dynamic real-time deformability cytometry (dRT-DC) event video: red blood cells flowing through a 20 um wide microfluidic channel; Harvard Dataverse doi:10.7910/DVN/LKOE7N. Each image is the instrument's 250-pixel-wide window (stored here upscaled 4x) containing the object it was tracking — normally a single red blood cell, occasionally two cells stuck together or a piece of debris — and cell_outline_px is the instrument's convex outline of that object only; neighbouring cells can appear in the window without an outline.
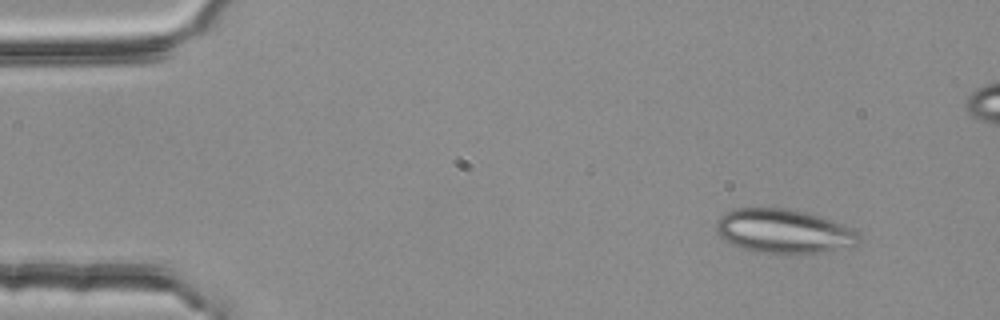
{"species": "common noctule bat (a hibernating species)", "species_latin": "Nyctalus noctula", "temperature_condition": "room temperature", "stored_images_in_passage": 4, "camera_frame_rate_fps": 3000, "um_per_image_px": 0.085, "animal": {"sex": "female", "body_mass_g": 25.1}, "frame": {"image": 1, "passage_image": 1, "time_ms": 0.0, "image_size_px": [1000, 320], "cell_outline_px": [[860, 240], [856, 244], [820, 252], [760, 252], [744, 248], [732, 244], [720, 236], [716, 232], [716, 220], [724, 212], [736, 208], [788, 208], [808, 212], [832, 220], [852, 228], [860, 232]], "centroid_in_image_um": [66.6, 19.61], "position_along_channel_um": 18.4, "area_um2": 36.24}}
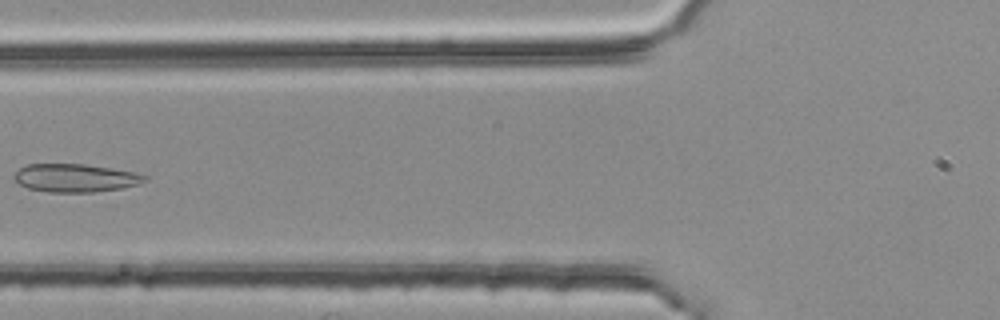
{"frame": {"image": 2, "passage_image": 4, "time_ms": 1.0, "image_size_px": [1000, 320], "cell_outline_px": [[148, 176], [144, 180], [136, 184], [120, 188], [96, 192], [48, 192], [28, 188], [20, 184], [12, 176], [20, 168], [28, 164], [84, 164], [112, 168], [132, 172]], "centroid_in_image_um": [6.36, 15.12], "position_along_channel_um": 119.4, "area_um2": 21.15}}